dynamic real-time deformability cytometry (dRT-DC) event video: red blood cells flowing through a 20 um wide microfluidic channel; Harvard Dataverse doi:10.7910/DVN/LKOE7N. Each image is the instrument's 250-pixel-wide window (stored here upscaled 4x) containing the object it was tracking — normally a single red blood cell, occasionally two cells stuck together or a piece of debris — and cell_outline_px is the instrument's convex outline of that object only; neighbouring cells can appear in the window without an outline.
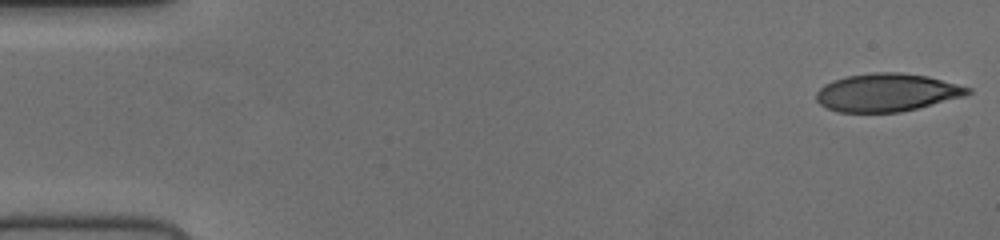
{"species": "human", "species_latin": "Homo sapiens", "temperature_condition": "cold", "stored_images_in_passage": 52, "camera_frame_rate_fps": 3000, "um_per_image_px": 0.085, "donor": {"sex": "female"}, "frame": {"image": 1, "passage_image": 1, "time_ms": 0.0, "image_size_px": [1000, 240], "cell_outline_px": [[972, 92], [964, 96], [900, 112], [836, 112], [820, 104], [816, 100], [816, 92], [824, 84], [832, 80], [848, 76], [872, 72], [900, 72], [928, 76], [972, 88]], "centroid_in_image_um": [75.36, 7.85], "position_along_channel_um": 9.6, "area_um2": 33.47}}
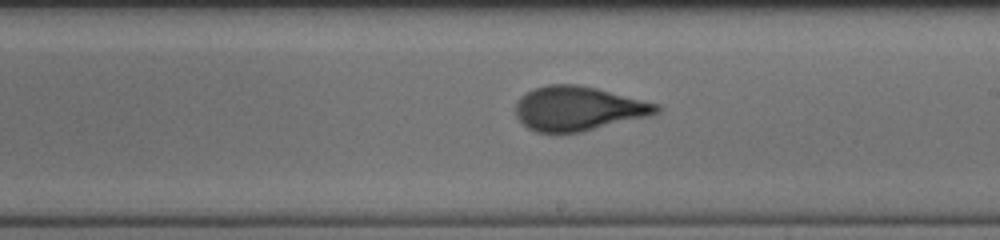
{"frame": {"image": 2, "passage_image": 30, "time_ms": 9.667, "image_size_px": [1000, 240], "cell_outline_px": [[660, 112], [648, 116], [580, 132], [536, 132], [528, 128], [516, 116], [516, 104], [520, 96], [536, 88], [548, 84], [580, 84], [660, 104]], "centroid_in_image_um": [49.16, 9.21], "position_along_channel_um": 239.8, "area_um2": 36.13}}
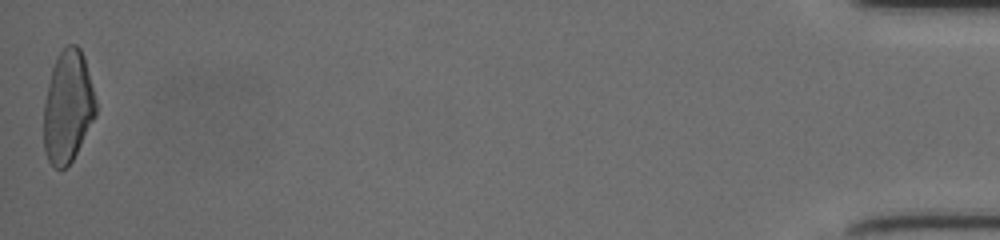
{"frame": {"image": 3, "passage_image": 52, "time_ms": 17.0, "image_size_px": [1000, 240], "cell_outline_px": [[96, 116], [72, 160], [64, 168], [56, 168], [48, 160], [44, 148], [44, 104], [48, 84], [52, 68], [60, 52], [68, 44], [76, 44], [80, 48], [84, 56], [96, 100]], "centroid_in_image_um": [5.77, 9.06], "position_along_channel_um": 429.4, "area_um2": 33.76}}